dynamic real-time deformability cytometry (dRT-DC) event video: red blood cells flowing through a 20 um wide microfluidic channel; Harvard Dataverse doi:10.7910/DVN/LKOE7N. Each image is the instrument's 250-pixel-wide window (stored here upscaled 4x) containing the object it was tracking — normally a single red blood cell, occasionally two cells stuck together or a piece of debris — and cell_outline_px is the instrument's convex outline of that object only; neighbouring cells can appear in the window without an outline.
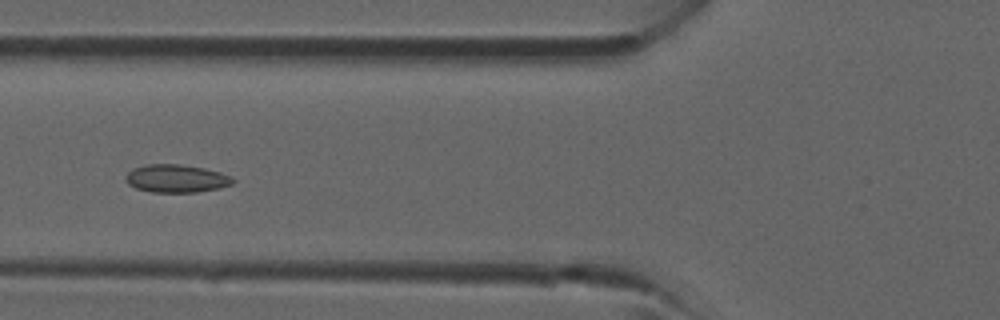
{"species": "common noctule bat (a hibernating species)", "species_latin": "Nyctalus noctula", "temperature_condition": "room temperature", "stored_images_in_passage": 4, "camera_frame_rate_fps": 3000, "um_per_image_px": 0.085, "animal": {"sex": "male", "forearm_length_mm": 52.5}, "frame": {"image": 1, "passage_image": 4, "time_ms": 3.333, "image_size_px": [1000, 320], "cell_outline_px": [[236, 180], [232, 184], [216, 188], [196, 192], [152, 192], [136, 188], [128, 184], [128, 172], [132, 168], [148, 164], [180, 164], [204, 168], [220, 172], [232, 176]], "centroid_in_image_um": [15.02, 15.16], "position_along_channel_um": 110.8, "area_um2": 17.28}}